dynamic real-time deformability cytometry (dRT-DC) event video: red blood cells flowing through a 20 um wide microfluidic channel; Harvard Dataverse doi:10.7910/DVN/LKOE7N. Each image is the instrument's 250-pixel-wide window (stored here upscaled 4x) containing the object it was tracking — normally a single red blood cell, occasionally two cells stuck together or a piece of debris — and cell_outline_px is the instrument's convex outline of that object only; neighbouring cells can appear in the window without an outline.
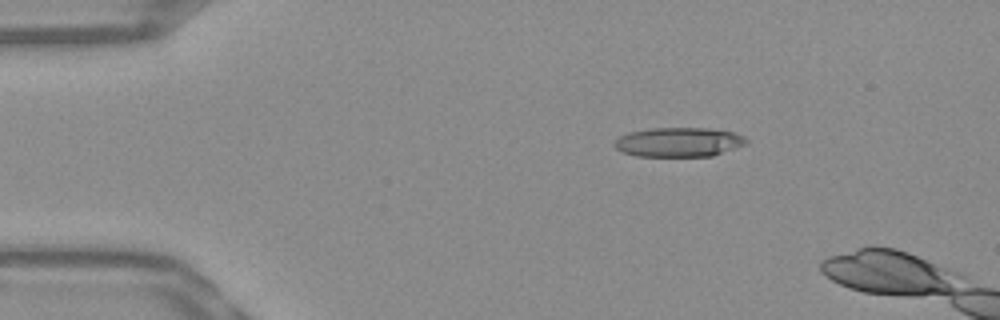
{"species": "Egyptian fruit bat (a non-hibernating species)", "species_latin": "Rousettus aegyptiacus", "temperature_condition": "warm", "stored_images_in_passage": 5, "camera_frame_rate_fps": 3000, "um_per_image_px": 0.085, "frame": {"image": 1, "passage_image": 1, "time_ms": 0.0, "image_size_px": [1000, 320], "cell_outline_px": [[748, 140], [744, 144], [712, 156], [636, 156], [624, 152], [616, 148], [612, 144], [620, 136], [628, 132], [652, 128], [708, 128], [736, 132], [744, 136]], "centroid_in_image_um": [57.68, 12.07], "position_along_channel_um": 27.3, "area_um2": 22.48}}